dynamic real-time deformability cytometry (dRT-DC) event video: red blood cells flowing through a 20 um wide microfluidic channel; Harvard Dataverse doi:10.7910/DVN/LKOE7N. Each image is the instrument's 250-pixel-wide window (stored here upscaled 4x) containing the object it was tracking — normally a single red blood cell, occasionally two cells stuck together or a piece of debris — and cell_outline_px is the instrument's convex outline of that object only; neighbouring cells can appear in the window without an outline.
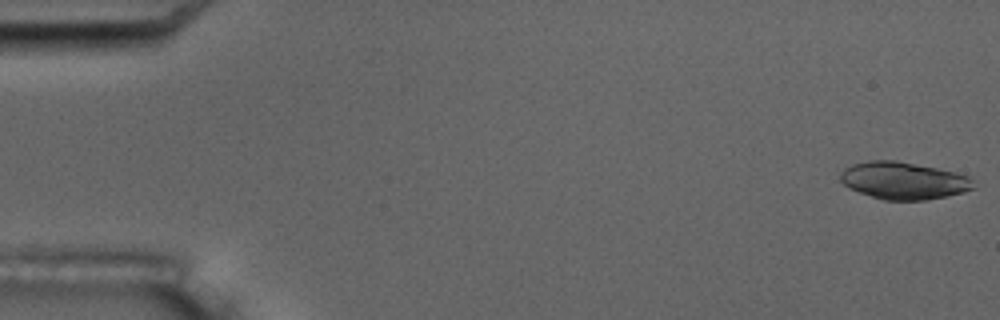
{"species": "common noctule bat (a hibernating species)", "species_latin": "Nyctalus noctula", "temperature_condition": "room temperature", "stored_images_in_passage": 10, "camera_frame_rate_fps": 3000, "um_per_image_px": 0.085, "animal": {"sex": "male", "body_mass_g": 17.5, "forearm_length_mm": 52.3}, "frame": {"image": 1, "passage_image": 1, "time_ms": 0.0, "image_size_px": [1000, 320], "cell_outline_px": [[976, 188], [964, 192], [948, 196], [924, 200], [884, 200], [848, 188], [840, 180], [840, 172], [844, 168], [852, 164], [868, 160], [896, 160], [956, 172], [968, 176], [972, 180]], "centroid_in_image_um": [76.8, 15.35], "position_along_channel_um": 8.2, "area_um2": 29.02}}